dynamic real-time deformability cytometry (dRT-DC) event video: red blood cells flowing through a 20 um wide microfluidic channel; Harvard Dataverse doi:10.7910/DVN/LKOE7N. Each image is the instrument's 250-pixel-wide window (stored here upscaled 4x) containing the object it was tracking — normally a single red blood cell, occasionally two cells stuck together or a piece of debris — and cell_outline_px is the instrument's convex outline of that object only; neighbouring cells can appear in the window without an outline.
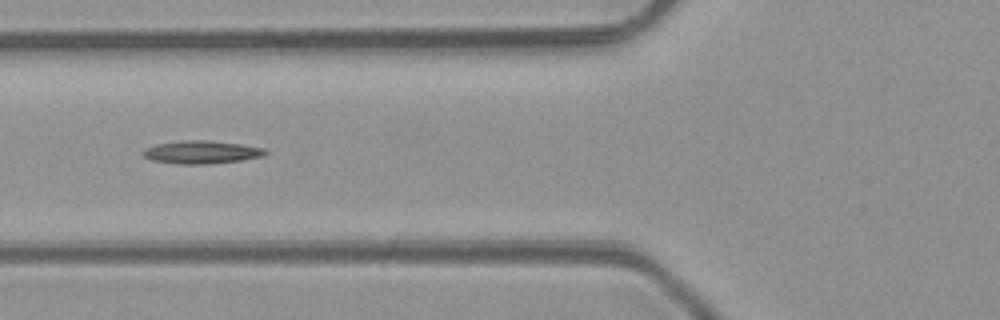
{"species": "common noctule bat (a hibernating species)", "species_latin": "Nyctalus noctula", "temperature_condition": "room temperature", "stored_images_in_passage": 6, "camera_frame_rate_fps": 3000, "um_per_image_px": 0.085, "animal": {"sex": "male", "body_mass_g": 23.1, "forearm_length_mm": 52.7}, "frame": {"image": 1, "passage_image": 5, "time_ms": 4.333, "image_size_px": [1000, 320], "cell_outline_px": [[268, 152], [264, 156], [240, 160], [204, 164], [180, 164], [152, 160], [144, 156], [140, 152], [144, 148], [156, 144], [184, 140], [208, 140], [240, 144], [264, 148]], "centroid_in_image_um": [17.1, 12.92], "position_along_channel_um": 108.7, "area_um2": 16.3}}
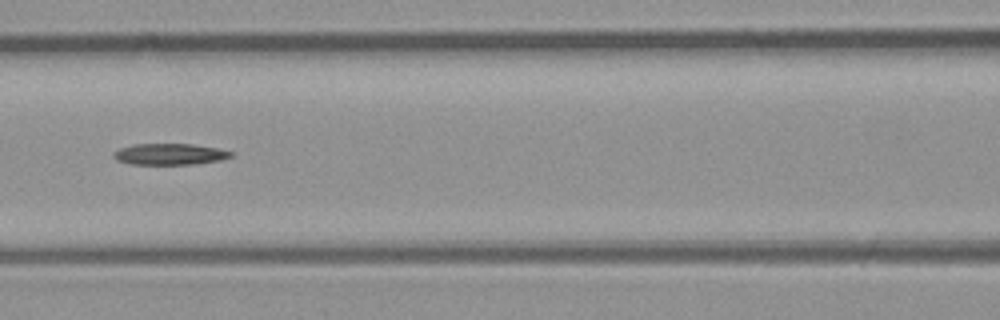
{"frame": {"image": 2, "passage_image": 6, "time_ms": 5.333, "image_size_px": [1000, 320], "cell_outline_px": [[236, 152], [232, 156], [220, 160], [192, 164], [128, 164], [116, 160], [112, 156], [112, 152], [120, 148], [132, 144], [192, 144], [216, 148]], "centroid_in_image_um": [14.39, 13.1], "position_along_channel_um": 152.2, "area_um2": 14.62}}